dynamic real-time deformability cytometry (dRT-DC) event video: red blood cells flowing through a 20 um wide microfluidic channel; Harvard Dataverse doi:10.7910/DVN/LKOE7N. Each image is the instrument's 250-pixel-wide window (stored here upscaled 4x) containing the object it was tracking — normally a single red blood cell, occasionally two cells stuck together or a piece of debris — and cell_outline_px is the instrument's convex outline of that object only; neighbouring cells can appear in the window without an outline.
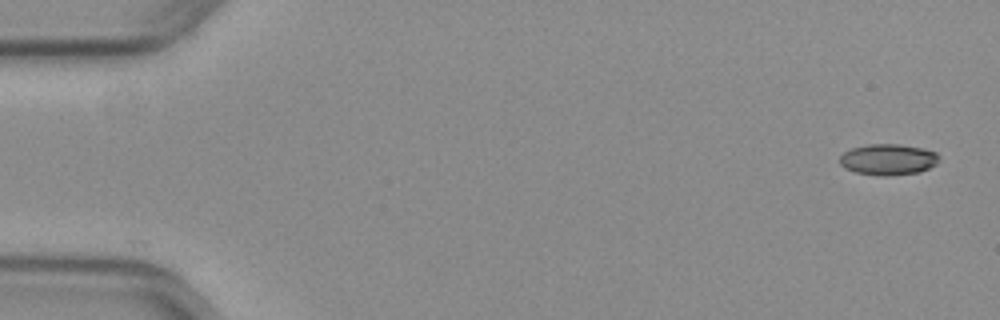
{"species": "common noctule bat (a hibernating species)", "species_latin": "Nyctalus noctula", "temperature_condition": "warm", "stored_images_in_passage": 29, "camera_frame_rate_fps": 3000, "um_per_image_px": 0.085, "animal": {"sex": "female", "body_mass_g": 29.2, "forearm_length_mm": 56.3}, "frame": {"image": 1, "passage_image": 1, "time_ms": 0.0, "image_size_px": [1000, 320], "cell_outline_px": [[940, 156], [936, 164], [920, 172], [884, 176], [880, 176], [856, 172], [844, 168], [840, 164], [840, 156], [844, 152], [852, 148], [868, 144], [900, 144], [924, 148], [936, 152]], "centroid_in_image_um": [75.5, 13.55], "position_along_channel_um": 9.5, "area_um2": 18.03}}
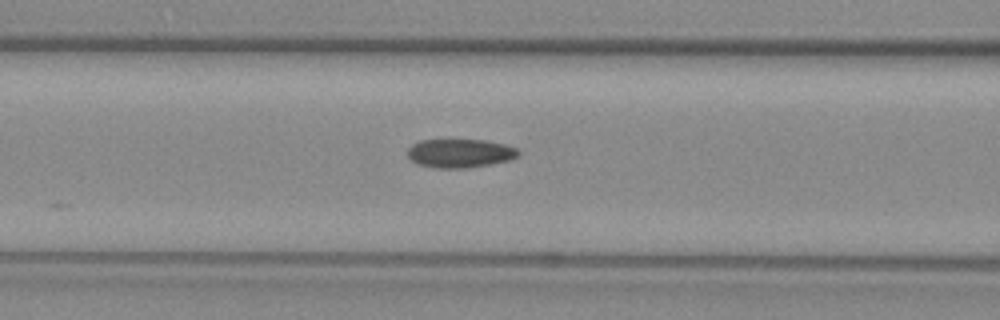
{"frame": {"image": 2, "passage_image": 21, "time_ms": 6.667, "image_size_px": [1000, 320], "cell_outline_px": [[520, 156], [512, 160], [492, 164], [468, 168], [436, 168], [416, 164], [408, 156], [408, 148], [412, 144], [420, 140], [484, 140], [504, 144], [516, 148], [520, 152]], "centroid_in_image_um": [39.13, 13.04], "position_along_channel_um": 127.5, "area_um2": 18.73}}
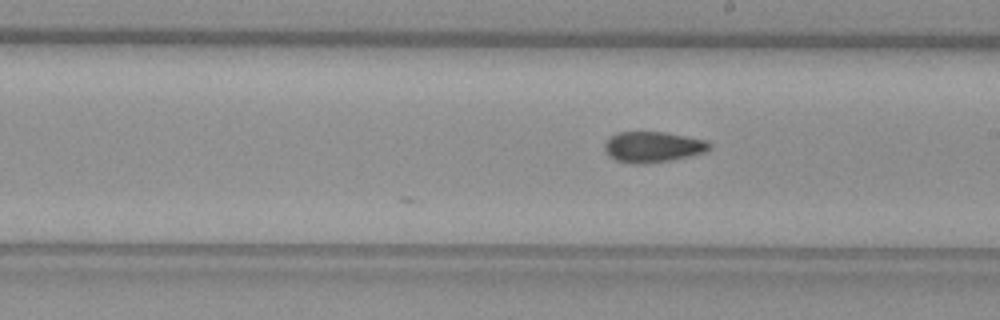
{"frame": {"image": 3, "passage_image": 29, "time_ms": 9.333, "image_size_px": [1000, 320], "cell_outline_px": [[712, 144], [704, 152], [688, 156], [668, 160], [644, 164], [632, 164], [616, 160], [608, 156], [604, 148], [604, 144], [616, 132], [664, 132], [708, 140]], "centroid_in_image_um": [55.47, 12.48], "position_along_channel_um": 233.5, "area_um2": 18.67}}